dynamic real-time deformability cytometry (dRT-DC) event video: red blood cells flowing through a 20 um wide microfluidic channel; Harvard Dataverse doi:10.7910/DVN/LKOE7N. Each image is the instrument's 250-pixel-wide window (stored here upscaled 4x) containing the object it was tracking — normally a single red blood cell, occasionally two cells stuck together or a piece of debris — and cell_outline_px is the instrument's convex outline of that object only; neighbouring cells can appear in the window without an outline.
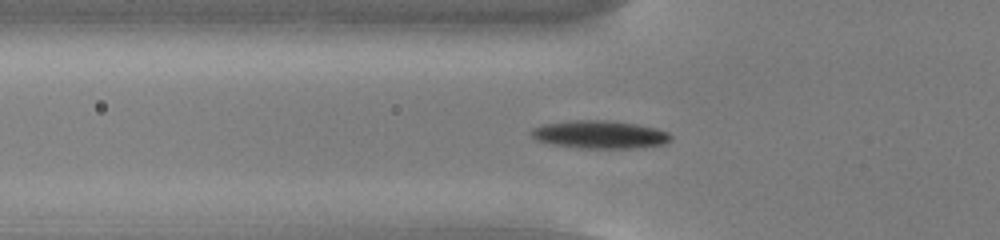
{"species": "common noctule bat (a hibernating species)", "species_latin": "Nyctalus noctula", "temperature_condition": "cold", "stored_images_in_passage": 55, "camera_frame_rate_fps": 3000, "um_per_image_px": 0.085, "animal": {"sex": "male", "body_mass_g": 13.0, "forearm_length_mm": 53.1}, "frame": {"image": 1, "passage_image": 19, "time_ms": 6.0, "image_size_px": [1000, 240], "cell_outline_px": [[672, 140], [664, 144], [636, 148], [580, 148], [552, 144], [536, 140], [528, 132], [532, 128], [544, 124], [576, 120], [604, 120], [636, 124], [656, 128], [668, 132], [672, 136]], "centroid_in_image_um": [50.98, 11.44], "position_along_channel_um": 74.8, "area_um2": 22.72}}
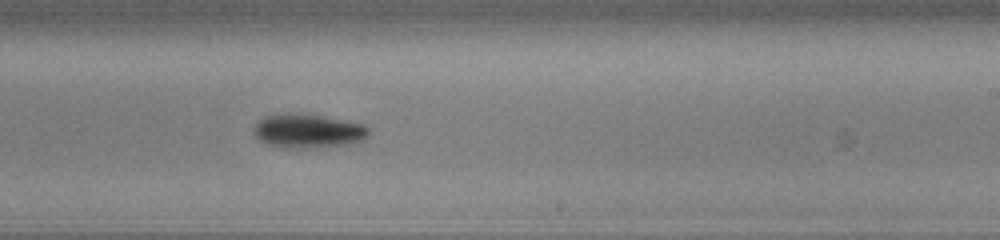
{"frame": {"image": 2, "passage_image": 34, "time_ms": 11.0, "image_size_px": [1000, 240], "cell_outline_px": [[372, 132], [364, 140], [352, 144], [316, 148], [288, 148], [268, 144], [260, 140], [252, 132], [252, 128], [264, 116], [324, 116], [364, 124], [372, 128]], "centroid_in_image_um": [26.3, 11.19], "position_along_channel_um": 262.7, "area_um2": 22.43}}
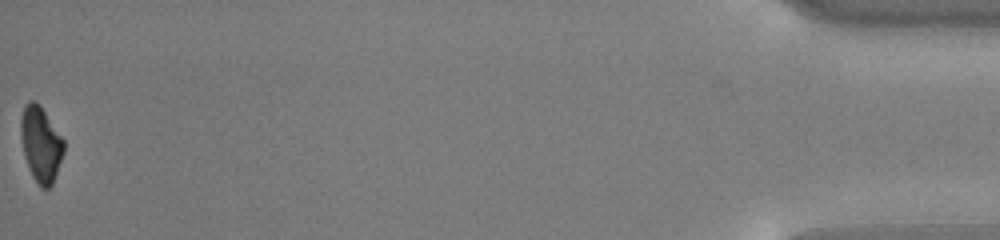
{"frame": {"image": 3, "passage_image": 55, "time_ms": 18.0, "image_size_px": [1000, 240], "cell_outline_px": [[64, 152], [52, 184], [48, 188], [40, 188], [32, 176], [28, 168], [24, 156], [20, 136], [20, 120], [24, 104], [28, 100], [36, 100], [40, 104], [64, 140]], "centroid_in_image_um": [3.44, 12.22], "position_along_channel_um": 431.8, "area_um2": 19.13}, "authors_computed_cell_mechanics": {"area_um2": 20.2878, "velocity_mm_per_s": 3.7701, "shape_relaxation_time_tau1_ms": 1.8164, "shape_relaxation_time_tau2_ms": null, "deformation_change_tau1": 0.126, "deformation_change_tau2": null}}